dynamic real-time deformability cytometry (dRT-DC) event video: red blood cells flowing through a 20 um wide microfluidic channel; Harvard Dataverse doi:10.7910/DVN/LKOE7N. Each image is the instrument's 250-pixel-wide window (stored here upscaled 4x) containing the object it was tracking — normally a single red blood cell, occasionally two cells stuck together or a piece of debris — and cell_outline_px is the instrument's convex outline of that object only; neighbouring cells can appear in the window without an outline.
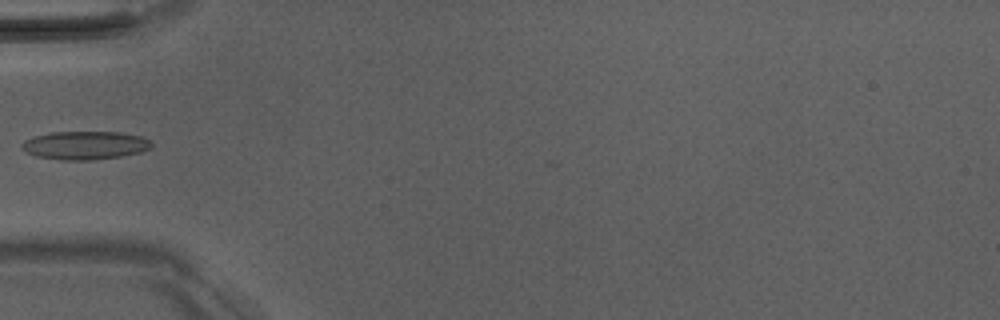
{"species": "Egyptian fruit bat (a non-hibernating species)", "species_latin": "Rousettus aegyptiacus", "temperature_condition": "room temperature", "stored_images_in_passage": 6, "camera_frame_rate_fps": 3000, "um_per_image_px": 0.085, "animal": {"sex": "male"}, "frame": {"image": 1, "passage_image": 6, "time_ms": 5.667, "image_size_px": [1000, 320], "cell_outline_px": [[152, 144], [148, 148], [140, 152], [120, 156], [92, 160], [60, 160], [36, 156], [24, 152], [20, 148], [20, 144], [24, 140], [32, 136], [52, 132], [120, 132], [140, 136], [152, 140]], "centroid_in_image_um": [7.16, 12.35], "position_along_channel_um": 77.8, "area_um2": 21.56}}